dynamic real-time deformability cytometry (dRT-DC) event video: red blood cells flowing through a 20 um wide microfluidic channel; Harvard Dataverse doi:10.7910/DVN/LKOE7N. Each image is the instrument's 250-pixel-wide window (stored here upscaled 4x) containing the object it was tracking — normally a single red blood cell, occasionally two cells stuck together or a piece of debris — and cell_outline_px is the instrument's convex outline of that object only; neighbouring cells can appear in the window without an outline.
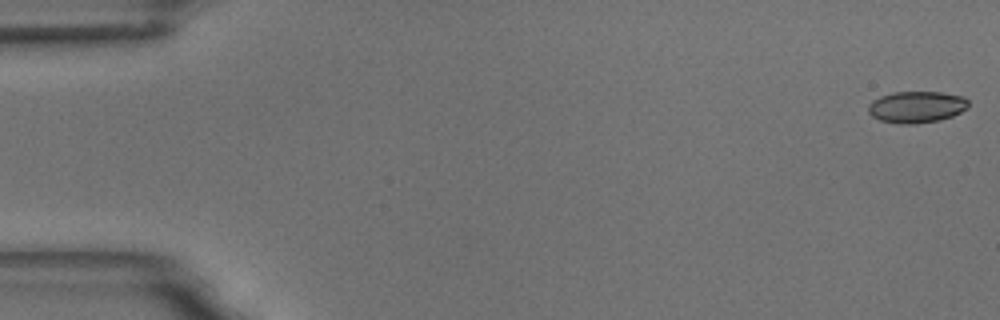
{"species": "common noctule bat (a hibernating species)", "species_latin": "Nyctalus noctula", "temperature_condition": "room temperature", "stored_images_in_passage": 5, "camera_frame_rate_fps": 3000, "um_per_image_px": 0.085, "animal": {"sex": "male", "body_mass_g": 18.8}, "frame": {"image": 1, "passage_image": 1, "time_ms": 0.0, "image_size_px": [1000, 320], "cell_outline_px": [[968, 108], [952, 116], [940, 120], [916, 124], [900, 124], [880, 120], [872, 116], [868, 112], [868, 104], [872, 100], [880, 96], [892, 92], [940, 92], [964, 96], [968, 100]], "centroid_in_image_um": [77.9, 9.09], "position_along_channel_um": 7.1, "area_um2": 18.61}}
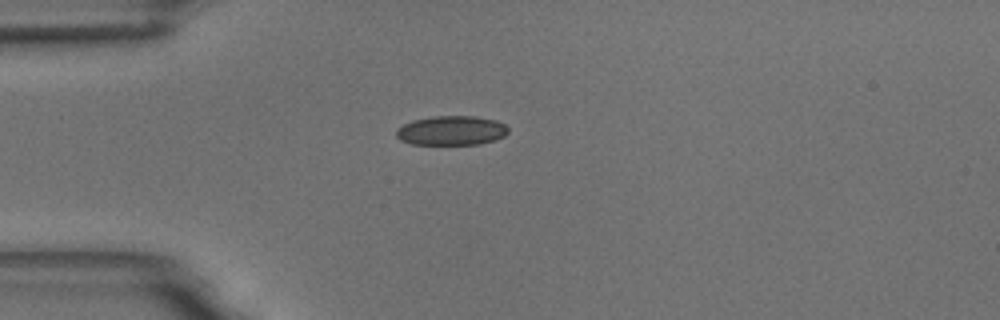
{"frame": {"image": 2, "passage_image": 5, "time_ms": 4.667, "image_size_px": [1000, 320], "cell_outline_px": [[508, 132], [504, 136], [496, 140], [480, 144], [412, 144], [400, 140], [396, 136], [396, 128], [412, 120], [432, 116], [476, 116], [496, 120], [504, 124], [508, 128]], "centroid_in_image_um": [38.37, 11.09], "position_along_channel_um": 46.6, "area_um2": 19.31}}